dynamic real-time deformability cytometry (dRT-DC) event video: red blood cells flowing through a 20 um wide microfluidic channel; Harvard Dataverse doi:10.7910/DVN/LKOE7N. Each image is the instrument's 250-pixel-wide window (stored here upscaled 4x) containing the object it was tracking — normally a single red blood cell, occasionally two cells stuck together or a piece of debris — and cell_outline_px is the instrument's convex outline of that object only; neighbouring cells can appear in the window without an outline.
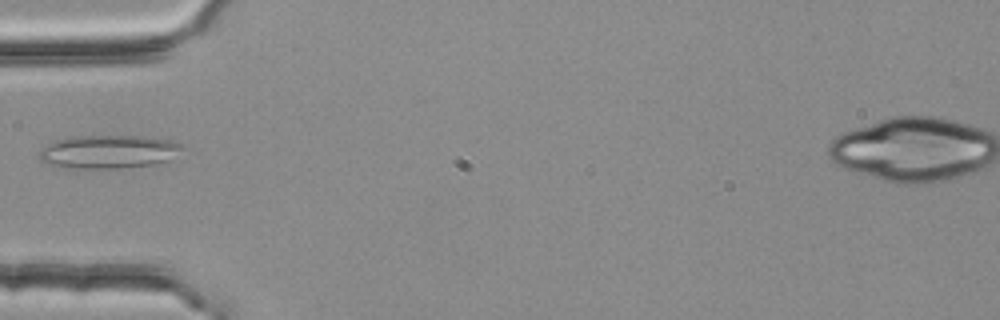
{"species": "common noctule bat (a hibernating species)", "species_latin": "Nyctalus noctula", "temperature_condition": "room temperature", "stored_images_in_passage": 3, "camera_frame_rate_fps": 3000, "um_per_image_px": 0.085, "animal": {"sex": "female", "body_mass_g": 25.1}, "frame": {"image": 1, "passage_image": 3, "time_ms": 0.667, "image_size_px": [1000, 320], "cell_outline_px": [[188, 148], [168, 160], [156, 164], [120, 168], [76, 168], [48, 164], [40, 160], [40, 152], [44, 144], [56, 140], [72, 136], [144, 136], [168, 140], [184, 144]], "centroid_in_image_um": [9.28, 12.89], "position_along_channel_um": 75.7, "area_um2": 27.98}}